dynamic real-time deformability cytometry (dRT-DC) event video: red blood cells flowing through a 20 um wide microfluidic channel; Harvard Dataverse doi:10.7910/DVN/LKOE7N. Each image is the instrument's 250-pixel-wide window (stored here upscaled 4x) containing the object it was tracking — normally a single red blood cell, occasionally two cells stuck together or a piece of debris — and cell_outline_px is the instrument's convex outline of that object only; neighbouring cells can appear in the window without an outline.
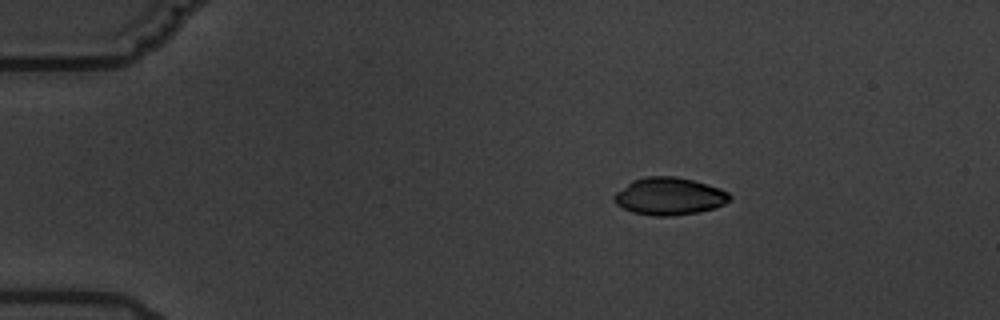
{"species": "common noctule bat (a hibernating species)", "species_latin": "Nyctalus noctula", "temperature_condition": "warm", "stored_images_in_passage": 15, "camera_frame_rate_fps": 3000, "um_per_image_px": 0.085, "animal": {"sex": "male", "body_mass_g": 19.5, "forearm_length_mm": 54.6}, "frame": {"image": 1, "passage_image": 1, "time_ms": 0.0, "image_size_px": [1000, 320], "cell_outline_px": [[732, 200], [716, 208], [696, 212], [672, 216], [656, 216], [632, 212], [616, 204], [612, 200], [612, 196], [616, 192], [632, 180], [644, 176], [676, 176], [692, 180], [720, 188], [728, 192], [732, 196]], "centroid_in_image_um": [56.89, 16.68], "position_along_channel_um": 28.1, "area_um2": 25.37}}
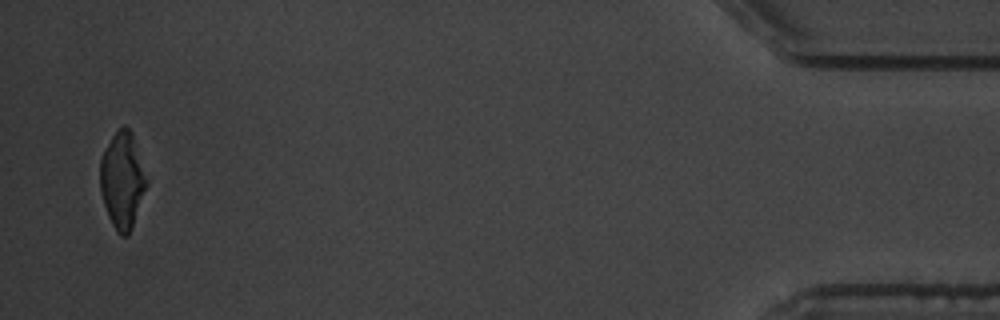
{"frame": {"image": 2, "passage_image": 15, "time_ms": 16.0, "image_size_px": [1000, 320], "cell_outline_px": [[148, 180], [132, 228], [128, 236], [120, 236], [116, 232], [108, 216], [104, 204], [100, 188], [100, 160], [112, 136], [124, 124], [132, 132]], "centroid_in_image_um": [10.4, 15.34], "position_along_channel_um": 424.8, "area_um2": 25.84}, "authors_computed_cell_mechanics": {"area_um2": 27.8018, "velocity_mm_per_s": 3.4105, "shape_relaxation_time_tau1_ms": 5.9505, "shape_relaxation_time_tau2_ms": 1.5386, "deformation_change_tau1": 0.1404, "deformation_change_tau2": 0.0642}}